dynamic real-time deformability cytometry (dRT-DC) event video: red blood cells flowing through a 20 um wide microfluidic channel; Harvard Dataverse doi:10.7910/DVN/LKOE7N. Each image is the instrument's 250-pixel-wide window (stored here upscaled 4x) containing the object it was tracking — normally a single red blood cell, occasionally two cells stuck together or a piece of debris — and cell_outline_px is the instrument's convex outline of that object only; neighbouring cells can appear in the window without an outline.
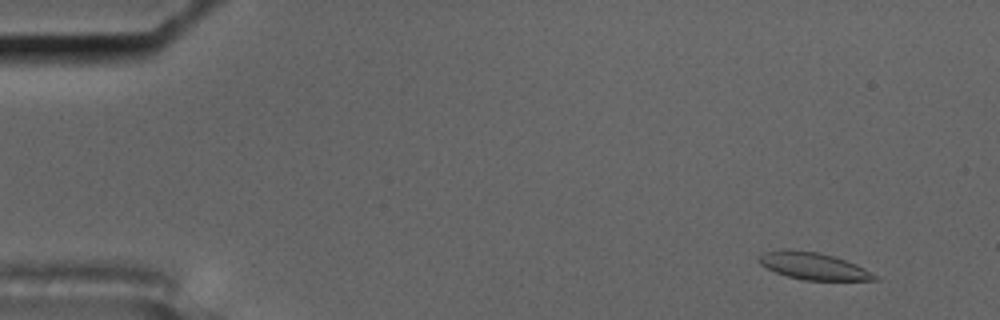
{"species": "common noctule bat (a hibernating species)", "species_latin": "Nyctalus noctula", "temperature_condition": "cold", "stored_images_in_passage": 5, "camera_frame_rate_fps": 3000, "um_per_image_px": 0.085, "animal": {"sex": "male", "body_mass_g": 17.5, "forearm_length_mm": 52.3}, "frame": {"image": 1, "passage_image": 2, "time_ms": 1.0, "image_size_px": [1000, 320], "cell_outline_px": [[880, 280], [804, 280], [788, 276], [776, 272], [760, 264], [756, 260], [756, 256], [764, 252], [780, 248], [788, 248], [816, 252], [832, 256], [856, 264], [880, 276]], "centroid_in_image_um": [69.1, 22.6], "position_along_channel_um": 15.9, "area_um2": 18.44}}